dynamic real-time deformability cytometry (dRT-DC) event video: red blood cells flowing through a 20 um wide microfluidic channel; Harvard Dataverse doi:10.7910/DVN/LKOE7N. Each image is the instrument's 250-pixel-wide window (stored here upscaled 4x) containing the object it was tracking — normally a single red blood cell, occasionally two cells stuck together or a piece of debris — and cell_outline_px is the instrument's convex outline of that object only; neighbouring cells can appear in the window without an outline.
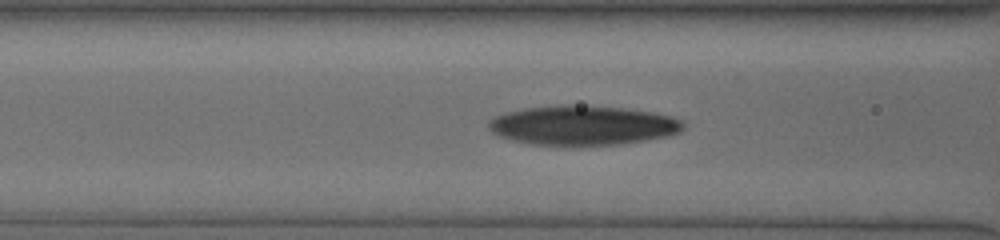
{"species": "human", "species_latin": "Homo sapiens", "temperature_condition": "cold", "stored_images_in_passage": 37, "camera_frame_rate_fps": 3000, "um_per_image_px": 0.085, "donor": {"sex": "male"}, "frame": {"image": 1, "passage_image": 13, "time_ms": 4.0, "image_size_px": [1000, 240], "cell_outline_px": [[684, 128], [680, 132], [668, 136], [648, 140], [620, 144], [532, 144], [512, 140], [500, 136], [492, 132], [488, 128], [488, 120], [504, 112], [524, 108], [568, 104], [572, 104], [620, 108], [652, 112], [668, 116], [680, 120], [684, 124]], "centroid_in_image_um": [49.51, 10.64], "position_along_channel_um": 117.1, "area_um2": 44.45}}
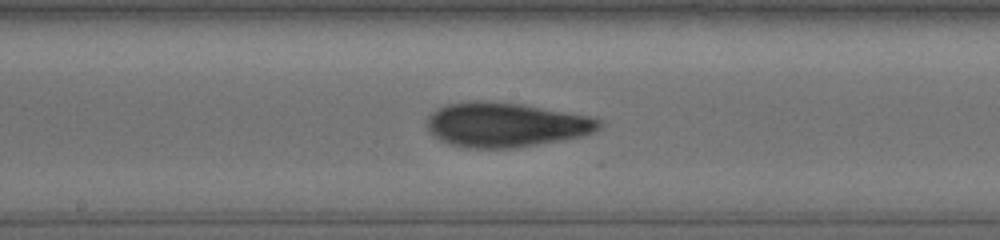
{"frame": {"image": 2, "passage_image": 20, "time_ms": 6.333, "image_size_px": [1000, 240], "cell_outline_px": [[600, 128], [596, 132], [584, 136], [564, 140], [520, 148], [464, 148], [448, 144], [432, 136], [428, 132], [428, 116], [432, 112], [448, 104], [476, 100], [520, 104], [588, 116], [600, 120]], "centroid_in_image_um": [42.98, 10.63], "position_along_channel_um": 205.2, "area_um2": 44.8}}
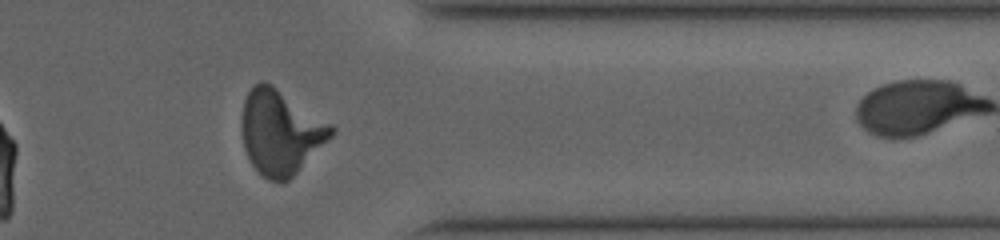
{"frame": {"image": 3, "passage_image": 35, "time_ms": 11.333, "image_size_px": [1000, 240], "cell_outline_px": [[336, 128], [332, 136], [288, 180], [268, 180], [252, 164], [244, 148], [240, 132], [240, 120], [244, 100], [248, 92], [260, 80], [272, 84], [332, 124]], "centroid_in_image_um": [23.81, 11.19], "position_along_channel_um": 387.6, "area_um2": 43.75}}